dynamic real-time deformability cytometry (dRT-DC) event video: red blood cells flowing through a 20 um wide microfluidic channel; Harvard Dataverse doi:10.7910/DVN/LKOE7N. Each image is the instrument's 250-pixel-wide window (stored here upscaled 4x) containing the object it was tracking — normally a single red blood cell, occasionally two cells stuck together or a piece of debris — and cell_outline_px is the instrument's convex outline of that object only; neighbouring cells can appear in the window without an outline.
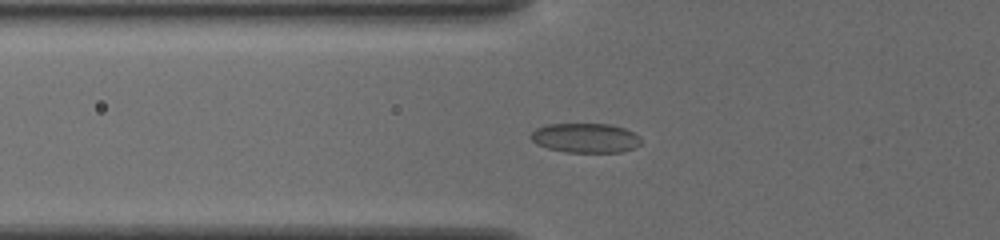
{"species": "common noctule bat (a hibernating species)", "species_latin": "Nyctalus noctula", "temperature_condition": "cold", "stored_images_in_passage": 43, "camera_frame_rate_fps": 3000, "um_per_image_px": 0.085, "animal": {"sex": "female", "body_mass_g": 19.5, "forearm_length_mm": 54.1}, "frame": {"image": 1, "passage_image": 13, "time_ms": 4.0, "image_size_px": [1000, 240], "cell_outline_px": [[640, 144], [632, 148], [620, 152], [564, 152], [548, 148], [536, 144], [528, 136], [536, 128], [548, 124], [612, 124], [624, 128], [640, 136]], "centroid_in_image_um": [49.73, 11.72], "position_along_channel_um": 76.1, "area_um2": 18.96}}
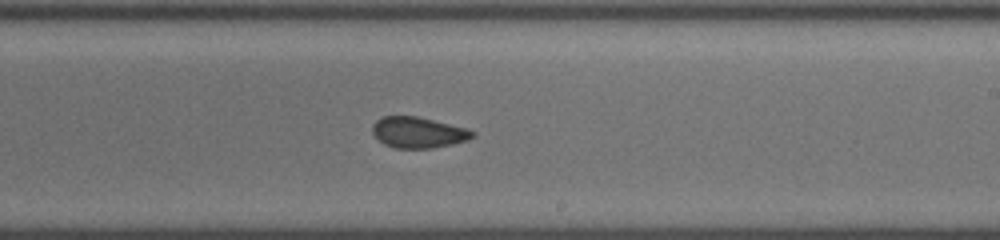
{"frame": {"image": 2, "passage_image": 27, "time_ms": 8.667, "image_size_px": [1000, 240], "cell_outline_px": [[476, 136], [468, 140], [452, 144], [432, 148], [392, 148], [384, 144], [372, 132], [372, 124], [376, 120], [384, 116], [416, 116], [468, 128], [476, 132]], "centroid_in_image_um": [35.57, 11.26], "position_along_channel_um": 253.4, "area_um2": 18.15}}
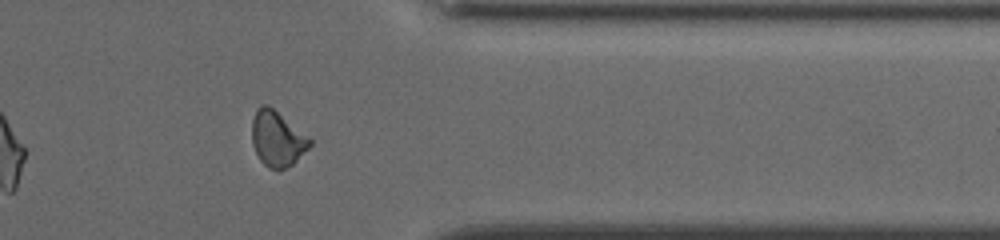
{"frame": {"image": 3, "passage_image": 38, "time_ms": 12.333, "image_size_px": [1000, 240], "cell_outline_px": [[312, 144], [292, 164], [284, 168], [268, 168], [260, 160], [252, 144], [252, 120], [256, 108], [260, 104], [268, 104], [308, 136], [312, 140]], "centroid_in_image_um": [23.54, 11.76], "position_along_channel_um": 387.9, "area_um2": 18.5}, "authors_computed_cell_mechanics": {"area_um2": 18.496, "velocity_mm_per_s": 3.8351, "shape_relaxation_time_tau1_ms": 7.0372, "shape_relaxation_time_tau2_ms": 1.6002, "deformation_change_tau1": 0.1035, "deformation_change_tau2": 0.0623}}